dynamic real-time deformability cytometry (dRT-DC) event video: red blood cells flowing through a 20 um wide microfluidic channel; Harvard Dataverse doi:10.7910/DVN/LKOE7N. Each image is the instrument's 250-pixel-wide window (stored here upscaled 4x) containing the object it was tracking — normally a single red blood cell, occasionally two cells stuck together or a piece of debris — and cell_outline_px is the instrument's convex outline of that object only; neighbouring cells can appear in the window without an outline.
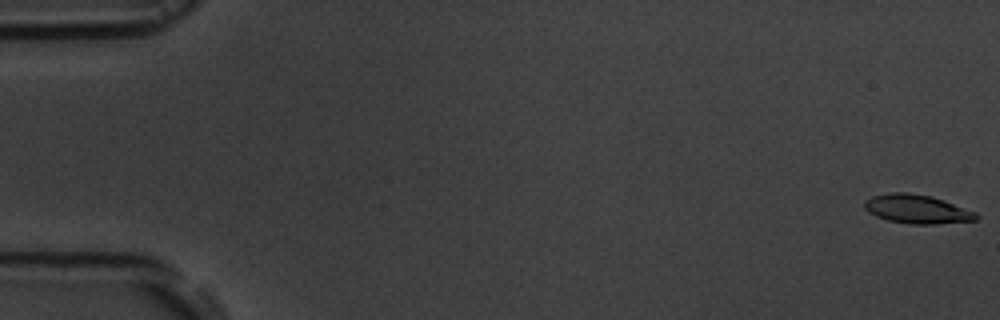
{"species": "common noctule bat (a hibernating species)", "species_latin": "Nyctalus noctula", "temperature_condition": "room temperature", "stored_images_in_passage": 6, "camera_frame_rate_fps": 3000, "um_per_image_px": 0.085, "animal": {"sex": "male", "body_mass_g": 19.5, "forearm_length_mm": 54.6}, "frame": {"image": 1, "passage_image": 1, "time_ms": 0.0, "image_size_px": [1000, 320], "cell_outline_px": [[980, 216], [976, 220], [936, 224], [908, 224], [888, 220], [876, 216], [868, 212], [864, 208], [864, 200], [872, 196], [888, 192], [908, 192], [932, 196], [944, 200], [976, 212]], "centroid_in_image_um": [77.93, 17.76], "position_along_channel_um": 7.1, "area_um2": 18.96}}
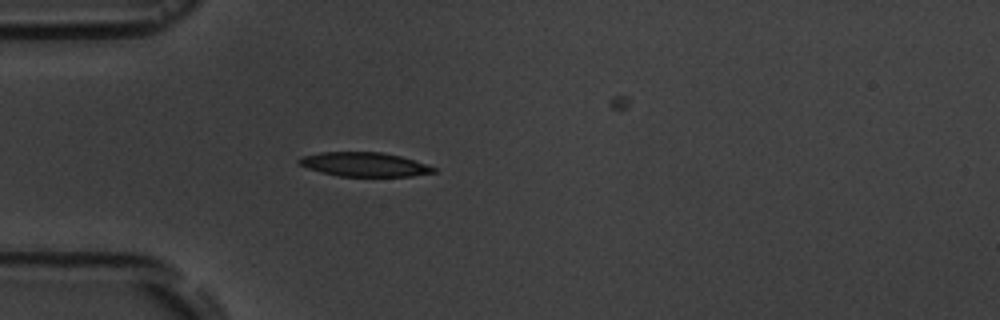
{"frame": {"image": 2, "passage_image": 5, "time_ms": 5.333, "image_size_px": [1000, 320], "cell_outline_px": [[436, 172], [412, 176], [340, 176], [320, 172], [308, 168], [300, 164], [296, 160], [300, 156], [320, 152], [380, 152], [400, 156], [436, 168]], "centroid_in_image_um": [30.92, 13.97], "position_along_channel_um": 54.1, "area_um2": 18.79}}